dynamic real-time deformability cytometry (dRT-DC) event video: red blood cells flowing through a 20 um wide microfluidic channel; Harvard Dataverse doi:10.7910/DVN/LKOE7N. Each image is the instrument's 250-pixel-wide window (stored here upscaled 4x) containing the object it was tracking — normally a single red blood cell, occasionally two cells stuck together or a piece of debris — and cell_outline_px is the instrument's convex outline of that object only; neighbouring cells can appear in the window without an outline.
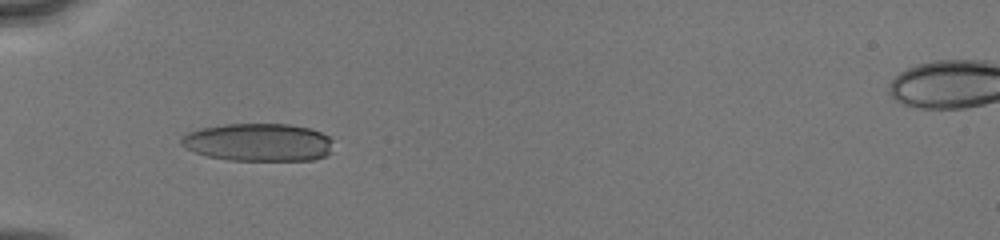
{"species": "human", "species_latin": "Homo sapiens", "temperature_condition": "cold", "stored_images_in_passage": 36, "camera_frame_rate_fps": 3000, "um_per_image_px": 0.085, "donor": {"sex": "male"}, "frame": {"image": 1, "passage_image": 3, "time_ms": 0.667, "image_size_px": [1000, 240], "cell_outline_px": [[332, 152], [328, 156], [312, 160], [228, 160], [208, 156], [196, 152], [180, 144], [180, 140], [188, 132], [200, 128], [224, 124], [288, 124], [308, 128], [320, 132], [328, 136], [332, 140]], "centroid_in_image_um": [22.0, 12.1], "position_along_channel_um": 63.0, "area_um2": 33.58}}
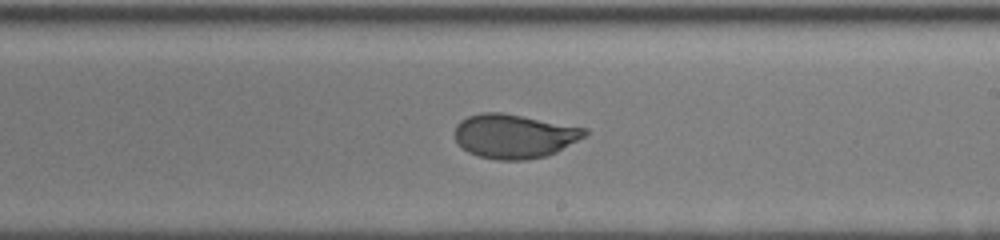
{"frame": {"image": 2, "passage_image": 17, "time_ms": 5.333, "image_size_px": [1000, 240], "cell_outline_px": [[588, 136], [548, 156], [524, 160], [496, 160], [476, 156], [468, 152], [456, 140], [456, 124], [460, 120], [468, 116], [480, 112], [504, 112], [588, 128]], "centroid_in_image_um": [43.75, 11.56], "position_along_channel_um": 245.2, "area_um2": 33.87}}
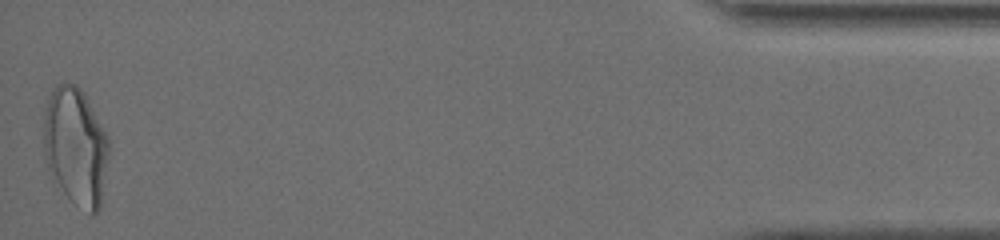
{"frame": {"image": 3, "passage_image": 36, "time_ms": 11.667, "image_size_px": [1000, 240], "cell_outline_px": [[108, 156], [100, 208], [96, 212], [92, 212], [72, 204], [48, 168], [44, 156], [44, 116], [48, 96], [56, 84], [76, 84], [84, 92], [108, 136]], "centroid_in_image_um": [6.43, 12.42], "position_along_channel_um": 428.8, "area_um2": 44.45}, "authors_computed_cell_mechanics": {"area_um2": 34.0153, "velocity_mm_per_s": 4.0943, "shape_relaxation_time_tau1_ms": 3.5099, "shape_relaxation_time_tau2_ms": null, "deformation_change_tau1": 0.1439, "deformation_change_tau2": null}}